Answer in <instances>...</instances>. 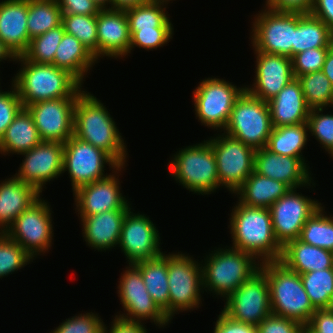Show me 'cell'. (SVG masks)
Instances as JSON below:
<instances>
[{
	"label": "cell",
	"mask_w": 333,
	"mask_h": 333,
	"mask_svg": "<svg viewBox=\"0 0 333 333\" xmlns=\"http://www.w3.org/2000/svg\"><path fill=\"white\" fill-rule=\"evenodd\" d=\"M16 56L10 51V49L0 39V63L3 60L15 62Z\"/></svg>",
	"instance_id": "obj_57"
},
{
	"label": "cell",
	"mask_w": 333,
	"mask_h": 333,
	"mask_svg": "<svg viewBox=\"0 0 333 333\" xmlns=\"http://www.w3.org/2000/svg\"><path fill=\"white\" fill-rule=\"evenodd\" d=\"M297 191V188L290 189L269 207L273 232L282 247L300 238L305 222L323 205Z\"/></svg>",
	"instance_id": "obj_16"
},
{
	"label": "cell",
	"mask_w": 333,
	"mask_h": 333,
	"mask_svg": "<svg viewBox=\"0 0 333 333\" xmlns=\"http://www.w3.org/2000/svg\"><path fill=\"white\" fill-rule=\"evenodd\" d=\"M333 214L325 212L324 205L305 222L300 240L333 252Z\"/></svg>",
	"instance_id": "obj_38"
},
{
	"label": "cell",
	"mask_w": 333,
	"mask_h": 333,
	"mask_svg": "<svg viewBox=\"0 0 333 333\" xmlns=\"http://www.w3.org/2000/svg\"><path fill=\"white\" fill-rule=\"evenodd\" d=\"M236 202L229 214L228 228L233 239L229 247L250 253L261 263L280 261L283 247L275 238L269 208Z\"/></svg>",
	"instance_id": "obj_2"
},
{
	"label": "cell",
	"mask_w": 333,
	"mask_h": 333,
	"mask_svg": "<svg viewBox=\"0 0 333 333\" xmlns=\"http://www.w3.org/2000/svg\"><path fill=\"white\" fill-rule=\"evenodd\" d=\"M134 263L153 301L169 319L168 254Z\"/></svg>",
	"instance_id": "obj_32"
},
{
	"label": "cell",
	"mask_w": 333,
	"mask_h": 333,
	"mask_svg": "<svg viewBox=\"0 0 333 333\" xmlns=\"http://www.w3.org/2000/svg\"><path fill=\"white\" fill-rule=\"evenodd\" d=\"M216 158L217 175L221 188L233 194L254 171L255 149L225 133L207 140Z\"/></svg>",
	"instance_id": "obj_13"
},
{
	"label": "cell",
	"mask_w": 333,
	"mask_h": 333,
	"mask_svg": "<svg viewBox=\"0 0 333 333\" xmlns=\"http://www.w3.org/2000/svg\"><path fill=\"white\" fill-rule=\"evenodd\" d=\"M214 325L213 333H257L256 326L234 321L222 311Z\"/></svg>",
	"instance_id": "obj_51"
},
{
	"label": "cell",
	"mask_w": 333,
	"mask_h": 333,
	"mask_svg": "<svg viewBox=\"0 0 333 333\" xmlns=\"http://www.w3.org/2000/svg\"><path fill=\"white\" fill-rule=\"evenodd\" d=\"M126 166L119 165L107 177L77 188L73 192L75 213L92 216L115 209H133L132 203L121 193L119 176Z\"/></svg>",
	"instance_id": "obj_17"
},
{
	"label": "cell",
	"mask_w": 333,
	"mask_h": 333,
	"mask_svg": "<svg viewBox=\"0 0 333 333\" xmlns=\"http://www.w3.org/2000/svg\"><path fill=\"white\" fill-rule=\"evenodd\" d=\"M127 265L117 285L124 313L119 312L115 316L130 322L145 323L144 321L150 320L158 328H166L171 321L148 293L140 270L134 264Z\"/></svg>",
	"instance_id": "obj_12"
},
{
	"label": "cell",
	"mask_w": 333,
	"mask_h": 333,
	"mask_svg": "<svg viewBox=\"0 0 333 333\" xmlns=\"http://www.w3.org/2000/svg\"><path fill=\"white\" fill-rule=\"evenodd\" d=\"M303 325L289 318L270 314L257 326V333H300Z\"/></svg>",
	"instance_id": "obj_48"
},
{
	"label": "cell",
	"mask_w": 333,
	"mask_h": 333,
	"mask_svg": "<svg viewBox=\"0 0 333 333\" xmlns=\"http://www.w3.org/2000/svg\"><path fill=\"white\" fill-rule=\"evenodd\" d=\"M62 23V11L56 0H28L27 28L30 40Z\"/></svg>",
	"instance_id": "obj_36"
},
{
	"label": "cell",
	"mask_w": 333,
	"mask_h": 333,
	"mask_svg": "<svg viewBox=\"0 0 333 333\" xmlns=\"http://www.w3.org/2000/svg\"><path fill=\"white\" fill-rule=\"evenodd\" d=\"M62 14L97 15L101 8L93 0H56Z\"/></svg>",
	"instance_id": "obj_49"
},
{
	"label": "cell",
	"mask_w": 333,
	"mask_h": 333,
	"mask_svg": "<svg viewBox=\"0 0 333 333\" xmlns=\"http://www.w3.org/2000/svg\"><path fill=\"white\" fill-rule=\"evenodd\" d=\"M106 164L111 168L109 171L119 166L106 152L74 135L64 143L63 173L68 172L72 192L107 177Z\"/></svg>",
	"instance_id": "obj_14"
},
{
	"label": "cell",
	"mask_w": 333,
	"mask_h": 333,
	"mask_svg": "<svg viewBox=\"0 0 333 333\" xmlns=\"http://www.w3.org/2000/svg\"><path fill=\"white\" fill-rule=\"evenodd\" d=\"M256 58L255 76L246 91L265 102L274 98L294 79L292 59L282 55L254 51Z\"/></svg>",
	"instance_id": "obj_21"
},
{
	"label": "cell",
	"mask_w": 333,
	"mask_h": 333,
	"mask_svg": "<svg viewBox=\"0 0 333 333\" xmlns=\"http://www.w3.org/2000/svg\"><path fill=\"white\" fill-rule=\"evenodd\" d=\"M101 100L84 90L74 107L73 135L106 152L118 165H126L128 149L117 124Z\"/></svg>",
	"instance_id": "obj_1"
},
{
	"label": "cell",
	"mask_w": 333,
	"mask_h": 333,
	"mask_svg": "<svg viewBox=\"0 0 333 333\" xmlns=\"http://www.w3.org/2000/svg\"><path fill=\"white\" fill-rule=\"evenodd\" d=\"M104 323L99 313L85 312L66 318L49 333H103Z\"/></svg>",
	"instance_id": "obj_45"
},
{
	"label": "cell",
	"mask_w": 333,
	"mask_h": 333,
	"mask_svg": "<svg viewBox=\"0 0 333 333\" xmlns=\"http://www.w3.org/2000/svg\"><path fill=\"white\" fill-rule=\"evenodd\" d=\"M96 4L99 5L101 9L110 8L111 9V0H93Z\"/></svg>",
	"instance_id": "obj_58"
},
{
	"label": "cell",
	"mask_w": 333,
	"mask_h": 333,
	"mask_svg": "<svg viewBox=\"0 0 333 333\" xmlns=\"http://www.w3.org/2000/svg\"><path fill=\"white\" fill-rule=\"evenodd\" d=\"M99 61L94 55L73 35L64 33L54 56L53 65L69 71L82 84L87 73H90L95 63Z\"/></svg>",
	"instance_id": "obj_31"
},
{
	"label": "cell",
	"mask_w": 333,
	"mask_h": 333,
	"mask_svg": "<svg viewBox=\"0 0 333 333\" xmlns=\"http://www.w3.org/2000/svg\"><path fill=\"white\" fill-rule=\"evenodd\" d=\"M300 277L315 309L333 308V268L307 272Z\"/></svg>",
	"instance_id": "obj_37"
},
{
	"label": "cell",
	"mask_w": 333,
	"mask_h": 333,
	"mask_svg": "<svg viewBox=\"0 0 333 333\" xmlns=\"http://www.w3.org/2000/svg\"><path fill=\"white\" fill-rule=\"evenodd\" d=\"M199 261L204 292L225 300L260 270L261 262L252 254L226 247L214 248ZM257 260V261H256ZM204 262V263H203Z\"/></svg>",
	"instance_id": "obj_4"
},
{
	"label": "cell",
	"mask_w": 333,
	"mask_h": 333,
	"mask_svg": "<svg viewBox=\"0 0 333 333\" xmlns=\"http://www.w3.org/2000/svg\"><path fill=\"white\" fill-rule=\"evenodd\" d=\"M130 209H115L92 216H79L87 246L98 252L118 247L122 223Z\"/></svg>",
	"instance_id": "obj_24"
},
{
	"label": "cell",
	"mask_w": 333,
	"mask_h": 333,
	"mask_svg": "<svg viewBox=\"0 0 333 333\" xmlns=\"http://www.w3.org/2000/svg\"><path fill=\"white\" fill-rule=\"evenodd\" d=\"M321 71L330 80L333 86V43L329 46V50Z\"/></svg>",
	"instance_id": "obj_56"
},
{
	"label": "cell",
	"mask_w": 333,
	"mask_h": 333,
	"mask_svg": "<svg viewBox=\"0 0 333 333\" xmlns=\"http://www.w3.org/2000/svg\"><path fill=\"white\" fill-rule=\"evenodd\" d=\"M42 141L32 115L26 108H23L1 137L0 154L4 157L11 154L20 155L31 150Z\"/></svg>",
	"instance_id": "obj_30"
},
{
	"label": "cell",
	"mask_w": 333,
	"mask_h": 333,
	"mask_svg": "<svg viewBox=\"0 0 333 333\" xmlns=\"http://www.w3.org/2000/svg\"><path fill=\"white\" fill-rule=\"evenodd\" d=\"M221 310L234 321L257 326L271 314L270 290L266 274L260 269L233 291Z\"/></svg>",
	"instance_id": "obj_15"
},
{
	"label": "cell",
	"mask_w": 333,
	"mask_h": 333,
	"mask_svg": "<svg viewBox=\"0 0 333 333\" xmlns=\"http://www.w3.org/2000/svg\"><path fill=\"white\" fill-rule=\"evenodd\" d=\"M49 203L40 195L5 232L34 260L48 253L54 241L53 211Z\"/></svg>",
	"instance_id": "obj_10"
},
{
	"label": "cell",
	"mask_w": 333,
	"mask_h": 333,
	"mask_svg": "<svg viewBox=\"0 0 333 333\" xmlns=\"http://www.w3.org/2000/svg\"><path fill=\"white\" fill-rule=\"evenodd\" d=\"M306 326L314 333H333V308L316 309Z\"/></svg>",
	"instance_id": "obj_52"
},
{
	"label": "cell",
	"mask_w": 333,
	"mask_h": 333,
	"mask_svg": "<svg viewBox=\"0 0 333 333\" xmlns=\"http://www.w3.org/2000/svg\"><path fill=\"white\" fill-rule=\"evenodd\" d=\"M40 194L33 186L12 177L0 181V233L34 202Z\"/></svg>",
	"instance_id": "obj_27"
},
{
	"label": "cell",
	"mask_w": 333,
	"mask_h": 333,
	"mask_svg": "<svg viewBox=\"0 0 333 333\" xmlns=\"http://www.w3.org/2000/svg\"><path fill=\"white\" fill-rule=\"evenodd\" d=\"M33 258L5 233H0V278L8 277L15 271L33 262Z\"/></svg>",
	"instance_id": "obj_42"
},
{
	"label": "cell",
	"mask_w": 333,
	"mask_h": 333,
	"mask_svg": "<svg viewBox=\"0 0 333 333\" xmlns=\"http://www.w3.org/2000/svg\"><path fill=\"white\" fill-rule=\"evenodd\" d=\"M272 129L268 102L245 90L236 100L223 132L257 150L267 146Z\"/></svg>",
	"instance_id": "obj_9"
},
{
	"label": "cell",
	"mask_w": 333,
	"mask_h": 333,
	"mask_svg": "<svg viewBox=\"0 0 333 333\" xmlns=\"http://www.w3.org/2000/svg\"><path fill=\"white\" fill-rule=\"evenodd\" d=\"M67 34L75 36L97 59V15L62 14Z\"/></svg>",
	"instance_id": "obj_41"
},
{
	"label": "cell",
	"mask_w": 333,
	"mask_h": 333,
	"mask_svg": "<svg viewBox=\"0 0 333 333\" xmlns=\"http://www.w3.org/2000/svg\"><path fill=\"white\" fill-rule=\"evenodd\" d=\"M300 333H314L307 326H303Z\"/></svg>",
	"instance_id": "obj_59"
},
{
	"label": "cell",
	"mask_w": 333,
	"mask_h": 333,
	"mask_svg": "<svg viewBox=\"0 0 333 333\" xmlns=\"http://www.w3.org/2000/svg\"><path fill=\"white\" fill-rule=\"evenodd\" d=\"M97 60L128 58L130 32L125 10L104 8L97 14Z\"/></svg>",
	"instance_id": "obj_23"
},
{
	"label": "cell",
	"mask_w": 333,
	"mask_h": 333,
	"mask_svg": "<svg viewBox=\"0 0 333 333\" xmlns=\"http://www.w3.org/2000/svg\"><path fill=\"white\" fill-rule=\"evenodd\" d=\"M329 47L312 48L294 55L292 67L294 77L322 70Z\"/></svg>",
	"instance_id": "obj_46"
},
{
	"label": "cell",
	"mask_w": 333,
	"mask_h": 333,
	"mask_svg": "<svg viewBox=\"0 0 333 333\" xmlns=\"http://www.w3.org/2000/svg\"><path fill=\"white\" fill-rule=\"evenodd\" d=\"M64 27L59 25L56 28L34 37L30 40L28 49L22 56L37 64H53L56 49L64 36Z\"/></svg>",
	"instance_id": "obj_40"
},
{
	"label": "cell",
	"mask_w": 333,
	"mask_h": 333,
	"mask_svg": "<svg viewBox=\"0 0 333 333\" xmlns=\"http://www.w3.org/2000/svg\"><path fill=\"white\" fill-rule=\"evenodd\" d=\"M111 320L110 328L104 323L103 333H148L144 323L130 322L116 316Z\"/></svg>",
	"instance_id": "obj_53"
},
{
	"label": "cell",
	"mask_w": 333,
	"mask_h": 333,
	"mask_svg": "<svg viewBox=\"0 0 333 333\" xmlns=\"http://www.w3.org/2000/svg\"><path fill=\"white\" fill-rule=\"evenodd\" d=\"M280 262L288 269L304 274L333 268V252L307 244L298 238L283 247Z\"/></svg>",
	"instance_id": "obj_28"
},
{
	"label": "cell",
	"mask_w": 333,
	"mask_h": 333,
	"mask_svg": "<svg viewBox=\"0 0 333 333\" xmlns=\"http://www.w3.org/2000/svg\"><path fill=\"white\" fill-rule=\"evenodd\" d=\"M179 149L167 164L176 183L197 195L216 192L220 188L216 158L207 139Z\"/></svg>",
	"instance_id": "obj_6"
},
{
	"label": "cell",
	"mask_w": 333,
	"mask_h": 333,
	"mask_svg": "<svg viewBox=\"0 0 333 333\" xmlns=\"http://www.w3.org/2000/svg\"><path fill=\"white\" fill-rule=\"evenodd\" d=\"M27 18L28 0L0 1V39L15 56L22 55L30 43Z\"/></svg>",
	"instance_id": "obj_25"
},
{
	"label": "cell",
	"mask_w": 333,
	"mask_h": 333,
	"mask_svg": "<svg viewBox=\"0 0 333 333\" xmlns=\"http://www.w3.org/2000/svg\"><path fill=\"white\" fill-rule=\"evenodd\" d=\"M273 127L307 123L310 108L306 104L298 78L292 79L268 101Z\"/></svg>",
	"instance_id": "obj_26"
},
{
	"label": "cell",
	"mask_w": 333,
	"mask_h": 333,
	"mask_svg": "<svg viewBox=\"0 0 333 333\" xmlns=\"http://www.w3.org/2000/svg\"><path fill=\"white\" fill-rule=\"evenodd\" d=\"M251 22L253 51L293 57L297 12L272 11L263 6Z\"/></svg>",
	"instance_id": "obj_11"
},
{
	"label": "cell",
	"mask_w": 333,
	"mask_h": 333,
	"mask_svg": "<svg viewBox=\"0 0 333 333\" xmlns=\"http://www.w3.org/2000/svg\"><path fill=\"white\" fill-rule=\"evenodd\" d=\"M151 0H111V9L126 10L138 5L146 4Z\"/></svg>",
	"instance_id": "obj_55"
},
{
	"label": "cell",
	"mask_w": 333,
	"mask_h": 333,
	"mask_svg": "<svg viewBox=\"0 0 333 333\" xmlns=\"http://www.w3.org/2000/svg\"><path fill=\"white\" fill-rule=\"evenodd\" d=\"M78 96L46 100L26 107L43 141L65 143L73 136L74 107Z\"/></svg>",
	"instance_id": "obj_20"
},
{
	"label": "cell",
	"mask_w": 333,
	"mask_h": 333,
	"mask_svg": "<svg viewBox=\"0 0 333 333\" xmlns=\"http://www.w3.org/2000/svg\"><path fill=\"white\" fill-rule=\"evenodd\" d=\"M310 13L333 31V0H314Z\"/></svg>",
	"instance_id": "obj_54"
},
{
	"label": "cell",
	"mask_w": 333,
	"mask_h": 333,
	"mask_svg": "<svg viewBox=\"0 0 333 333\" xmlns=\"http://www.w3.org/2000/svg\"><path fill=\"white\" fill-rule=\"evenodd\" d=\"M63 150L62 142L42 141L20 154L24 158L14 176L42 194L47 182H52L63 174Z\"/></svg>",
	"instance_id": "obj_19"
},
{
	"label": "cell",
	"mask_w": 333,
	"mask_h": 333,
	"mask_svg": "<svg viewBox=\"0 0 333 333\" xmlns=\"http://www.w3.org/2000/svg\"><path fill=\"white\" fill-rule=\"evenodd\" d=\"M260 269L269 284L271 313L306 326L316 309L309 300L300 274L280 261L263 262Z\"/></svg>",
	"instance_id": "obj_5"
},
{
	"label": "cell",
	"mask_w": 333,
	"mask_h": 333,
	"mask_svg": "<svg viewBox=\"0 0 333 333\" xmlns=\"http://www.w3.org/2000/svg\"><path fill=\"white\" fill-rule=\"evenodd\" d=\"M297 78L310 109L333 108V86L321 70Z\"/></svg>",
	"instance_id": "obj_39"
},
{
	"label": "cell",
	"mask_w": 333,
	"mask_h": 333,
	"mask_svg": "<svg viewBox=\"0 0 333 333\" xmlns=\"http://www.w3.org/2000/svg\"><path fill=\"white\" fill-rule=\"evenodd\" d=\"M130 32L129 54L135 47L153 51L168 44L174 35V28H154Z\"/></svg>",
	"instance_id": "obj_44"
},
{
	"label": "cell",
	"mask_w": 333,
	"mask_h": 333,
	"mask_svg": "<svg viewBox=\"0 0 333 333\" xmlns=\"http://www.w3.org/2000/svg\"><path fill=\"white\" fill-rule=\"evenodd\" d=\"M169 3L165 0H151L146 4L126 9L129 31L173 28L166 10Z\"/></svg>",
	"instance_id": "obj_35"
},
{
	"label": "cell",
	"mask_w": 333,
	"mask_h": 333,
	"mask_svg": "<svg viewBox=\"0 0 333 333\" xmlns=\"http://www.w3.org/2000/svg\"><path fill=\"white\" fill-rule=\"evenodd\" d=\"M290 189L287 184L281 181L253 171L234 194L237 195V200L241 204L249 207L269 208Z\"/></svg>",
	"instance_id": "obj_29"
},
{
	"label": "cell",
	"mask_w": 333,
	"mask_h": 333,
	"mask_svg": "<svg viewBox=\"0 0 333 333\" xmlns=\"http://www.w3.org/2000/svg\"><path fill=\"white\" fill-rule=\"evenodd\" d=\"M309 137L308 123L273 127L266 148L277 155L307 161L302 152L310 141Z\"/></svg>",
	"instance_id": "obj_34"
},
{
	"label": "cell",
	"mask_w": 333,
	"mask_h": 333,
	"mask_svg": "<svg viewBox=\"0 0 333 333\" xmlns=\"http://www.w3.org/2000/svg\"><path fill=\"white\" fill-rule=\"evenodd\" d=\"M306 162L302 158L277 155L263 147L255 151L254 172L281 181L291 189H313L317 183L313 180L309 170L311 168Z\"/></svg>",
	"instance_id": "obj_22"
},
{
	"label": "cell",
	"mask_w": 333,
	"mask_h": 333,
	"mask_svg": "<svg viewBox=\"0 0 333 333\" xmlns=\"http://www.w3.org/2000/svg\"><path fill=\"white\" fill-rule=\"evenodd\" d=\"M245 90V85L238 87L223 78L205 77L192 92L196 119L217 133L222 132L236 100Z\"/></svg>",
	"instance_id": "obj_8"
},
{
	"label": "cell",
	"mask_w": 333,
	"mask_h": 333,
	"mask_svg": "<svg viewBox=\"0 0 333 333\" xmlns=\"http://www.w3.org/2000/svg\"><path fill=\"white\" fill-rule=\"evenodd\" d=\"M314 0H266L265 8L278 12L310 13Z\"/></svg>",
	"instance_id": "obj_50"
},
{
	"label": "cell",
	"mask_w": 333,
	"mask_h": 333,
	"mask_svg": "<svg viewBox=\"0 0 333 333\" xmlns=\"http://www.w3.org/2000/svg\"><path fill=\"white\" fill-rule=\"evenodd\" d=\"M333 109V108H332ZM328 108L311 109L308 116L309 134L319 142L330 158L333 156V113L326 114ZM330 113V114H329Z\"/></svg>",
	"instance_id": "obj_43"
},
{
	"label": "cell",
	"mask_w": 333,
	"mask_h": 333,
	"mask_svg": "<svg viewBox=\"0 0 333 333\" xmlns=\"http://www.w3.org/2000/svg\"><path fill=\"white\" fill-rule=\"evenodd\" d=\"M10 87V91H0V139L5 134L7 127L24 108L12 83Z\"/></svg>",
	"instance_id": "obj_47"
},
{
	"label": "cell",
	"mask_w": 333,
	"mask_h": 333,
	"mask_svg": "<svg viewBox=\"0 0 333 333\" xmlns=\"http://www.w3.org/2000/svg\"><path fill=\"white\" fill-rule=\"evenodd\" d=\"M333 43V31L311 13H297L293 56L299 52Z\"/></svg>",
	"instance_id": "obj_33"
},
{
	"label": "cell",
	"mask_w": 333,
	"mask_h": 333,
	"mask_svg": "<svg viewBox=\"0 0 333 333\" xmlns=\"http://www.w3.org/2000/svg\"><path fill=\"white\" fill-rule=\"evenodd\" d=\"M20 69L12 77L19 98L26 108L33 103L79 95L83 84L69 71L53 64H37L16 56Z\"/></svg>",
	"instance_id": "obj_3"
},
{
	"label": "cell",
	"mask_w": 333,
	"mask_h": 333,
	"mask_svg": "<svg viewBox=\"0 0 333 333\" xmlns=\"http://www.w3.org/2000/svg\"><path fill=\"white\" fill-rule=\"evenodd\" d=\"M160 233L156 224L146 214L126 213L121 229L118 247L126 256L127 264L154 259L163 254Z\"/></svg>",
	"instance_id": "obj_18"
},
{
	"label": "cell",
	"mask_w": 333,
	"mask_h": 333,
	"mask_svg": "<svg viewBox=\"0 0 333 333\" xmlns=\"http://www.w3.org/2000/svg\"><path fill=\"white\" fill-rule=\"evenodd\" d=\"M175 252L168 253L170 321L179 312L197 310L201 300L204 301L201 295L204 293L201 263L189 253Z\"/></svg>",
	"instance_id": "obj_7"
}]
</instances>
